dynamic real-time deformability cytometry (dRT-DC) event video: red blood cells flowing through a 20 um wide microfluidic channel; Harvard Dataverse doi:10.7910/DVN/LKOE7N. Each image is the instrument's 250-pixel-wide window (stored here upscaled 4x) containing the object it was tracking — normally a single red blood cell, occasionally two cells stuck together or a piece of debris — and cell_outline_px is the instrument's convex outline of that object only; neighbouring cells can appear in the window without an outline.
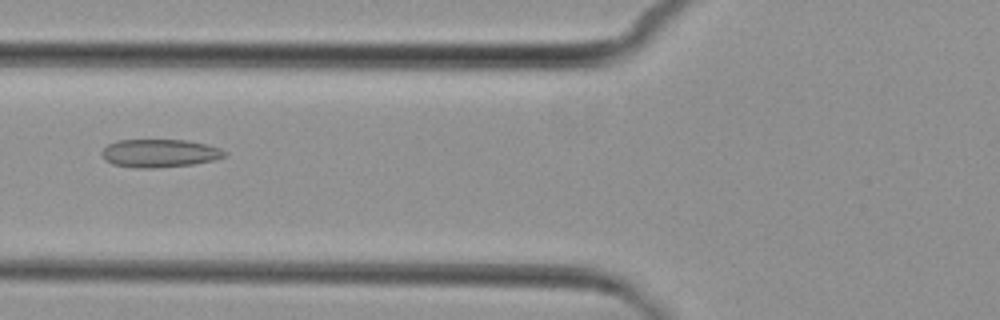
{"species": "common noctule bat (a hibernating species)", "species_latin": "Nyctalus noctula", "temperature_condition": "cold", "stored_images_in_passage": 8, "camera_frame_rate_fps": 3000, "um_per_image_px": 0.085, "animal": {"sex": "female", "body_mass_g": 29.2, "forearm_length_mm": 56.3}, "frame": {"image": 1, "passage_image": 5, "time_ms": 6.0, "image_size_px": [1000, 320], "cell_outline_px": [[228, 152], [224, 156], [216, 160], [192, 164], [156, 168], [136, 168], [112, 164], [104, 160], [100, 152], [108, 144], [116, 140], [188, 140], [208, 144], [220, 148]], "centroid_in_image_um": [13.56, 13.02], "position_along_channel_um": 112.2, "area_um2": 20.35}}
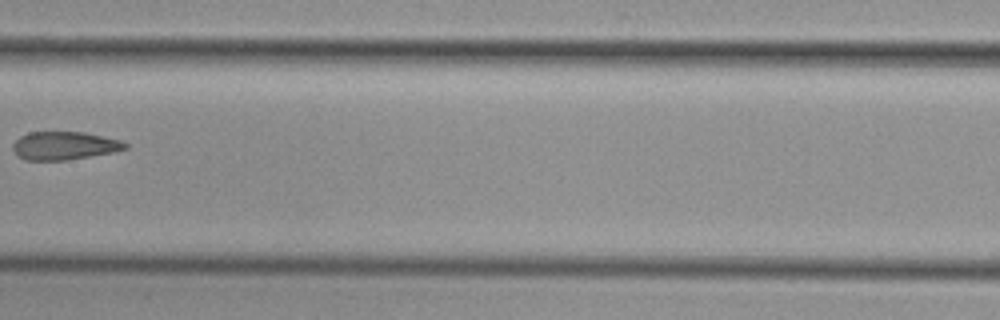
{"frame": {"image": 2, "passage_image": 7, "time_ms": 8.333, "image_size_px": [1000, 320], "cell_outline_px": [[128, 148], [112, 152], [64, 160], [24, 160], [12, 148], [12, 144], [20, 136], [28, 132], [84, 132], [120, 140], [128, 144]], "centroid_in_image_um": [5.45, 12.37], "position_along_channel_um": 201.9, "area_um2": 18.21}}
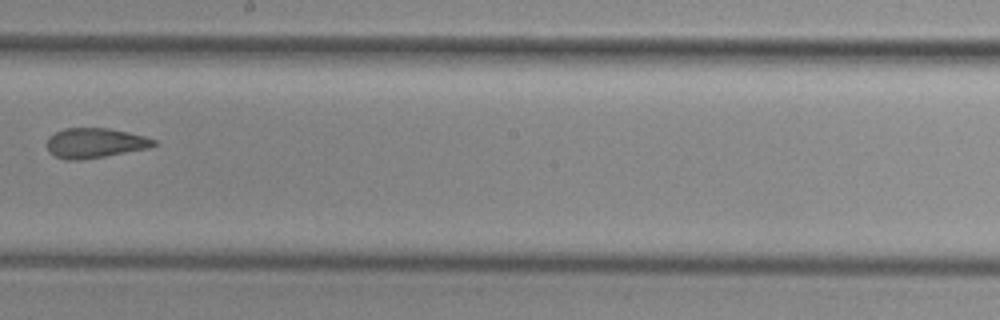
{"frame": {"image": 3, "passage_image": 8, "time_ms": 9.333, "image_size_px": [1000, 320], "cell_outline_px": [[160, 144], [148, 148], [104, 156], [80, 160], [68, 160], [56, 156], [48, 152], [48, 136], [64, 128], [108, 128], [128, 132], [144, 136], [156, 140]], "centroid_in_image_um": [8.09, 12.15], "position_along_channel_um": 240.1, "area_um2": 18.55}}